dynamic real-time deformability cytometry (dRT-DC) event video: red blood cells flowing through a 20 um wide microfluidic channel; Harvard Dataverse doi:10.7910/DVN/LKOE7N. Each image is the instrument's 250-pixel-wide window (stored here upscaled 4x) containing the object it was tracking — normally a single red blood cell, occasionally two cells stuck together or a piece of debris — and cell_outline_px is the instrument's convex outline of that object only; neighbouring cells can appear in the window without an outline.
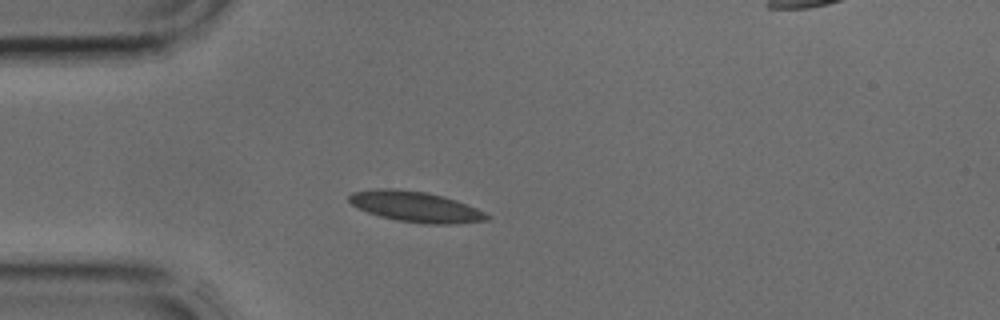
{"species": "common noctule bat (a hibernating species)", "species_latin": "Nyctalus noctula", "temperature_condition": "cold", "stored_images_in_passage": 1, "camera_frame_rate_fps": 3000, "um_per_image_px": 0.085, "animal": {"sex": "male", "body_mass_g": 17.9, "forearm_length_mm": 54.2}, "frame": {"image": 1, "passage_image": 1, "time_ms": 0.0, "image_size_px": [1000, 320], "cell_outline_px": [[492, 216], [488, 220], [448, 224], [428, 224], [400, 220], [380, 216], [368, 212], [352, 204], [348, 200], [348, 196], [352, 192], [376, 188], [392, 188], [424, 192], [444, 196], [456, 200], [476, 208]], "centroid_in_image_um": [35.33, 17.56], "position_along_channel_um": 49.7, "area_um2": 24.28}}